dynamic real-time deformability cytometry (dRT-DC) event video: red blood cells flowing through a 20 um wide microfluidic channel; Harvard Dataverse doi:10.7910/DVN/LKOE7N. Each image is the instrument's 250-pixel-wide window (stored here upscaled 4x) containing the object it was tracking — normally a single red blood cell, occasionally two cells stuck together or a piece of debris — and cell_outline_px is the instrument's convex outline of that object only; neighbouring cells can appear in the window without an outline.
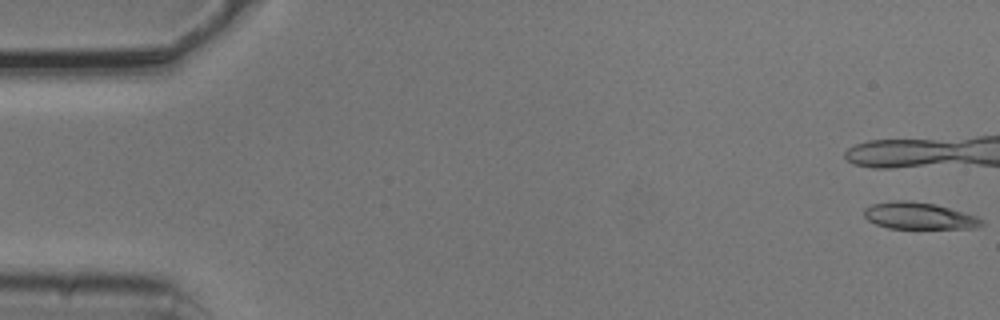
{"species": "common noctule bat (a hibernating species)", "species_latin": "Nyctalus noctula", "temperature_condition": "cold", "stored_images_in_passage": 6, "camera_frame_rate_fps": 3000, "um_per_image_px": 0.085, "animal": {"sex": "male", "body_mass_g": 20.5, "forearm_length_mm": 52.5}, "frame": {"image": 1, "passage_image": 1, "time_ms": 0.0, "image_size_px": [1000, 320], "cell_outline_px": [[984, 224], [976, 228], [888, 228], [876, 224], [868, 220], [864, 216], [864, 208], [872, 204], [896, 200], [904, 200], [936, 204], [976, 216], [984, 220]], "centroid_in_image_um": [78.11, 18.35], "position_along_channel_um": 6.9, "area_um2": 18.26}}